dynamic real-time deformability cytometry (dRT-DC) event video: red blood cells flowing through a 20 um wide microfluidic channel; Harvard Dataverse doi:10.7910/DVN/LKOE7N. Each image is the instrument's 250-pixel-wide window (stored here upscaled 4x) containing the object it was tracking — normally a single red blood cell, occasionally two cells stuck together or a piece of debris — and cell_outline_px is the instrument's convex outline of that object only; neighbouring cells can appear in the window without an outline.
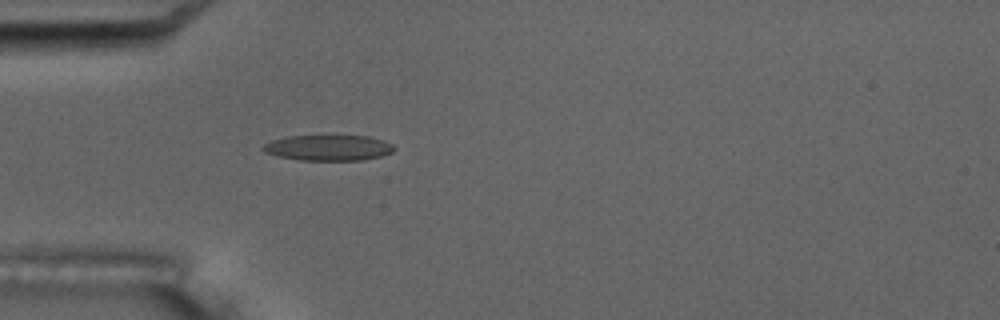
{"species": "common noctule bat (a hibernating species)", "species_latin": "Nyctalus noctula", "temperature_condition": "room temperature", "stored_images_in_passage": 5, "camera_frame_rate_fps": 3000, "um_per_image_px": 0.085, "animal": {"sex": "male", "body_mass_g": 17.5, "forearm_length_mm": 52.3}, "frame": {"image": 1, "passage_image": 5, "time_ms": 4.667, "image_size_px": [1000, 320], "cell_outline_px": [[396, 148], [392, 152], [380, 156], [364, 160], [300, 160], [280, 156], [264, 152], [260, 148], [264, 144], [272, 140], [288, 136], [368, 136], [384, 140], [392, 144]], "centroid_in_image_um": [27.92, 12.56], "position_along_channel_um": 57.1, "area_um2": 19.54}}